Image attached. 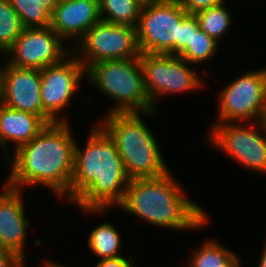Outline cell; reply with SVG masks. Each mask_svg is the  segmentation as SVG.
<instances>
[{
  "instance_id": "10",
  "label": "cell",
  "mask_w": 266,
  "mask_h": 267,
  "mask_svg": "<svg viewBox=\"0 0 266 267\" xmlns=\"http://www.w3.org/2000/svg\"><path fill=\"white\" fill-rule=\"evenodd\" d=\"M244 123H214L208 142L251 171L266 174V129L261 121Z\"/></svg>"
},
{
  "instance_id": "18",
  "label": "cell",
  "mask_w": 266,
  "mask_h": 267,
  "mask_svg": "<svg viewBox=\"0 0 266 267\" xmlns=\"http://www.w3.org/2000/svg\"><path fill=\"white\" fill-rule=\"evenodd\" d=\"M25 28L48 27L59 0H8Z\"/></svg>"
},
{
  "instance_id": "25",
  "label": "cell",
  "mask_w": 266,
  "mask_h": 267,
  "mask_svg": "<svg viewBox=\"0 0 266 267\" xmlns=\"http://www.w3.org/2000/svg\"><path fill=\"white\" fill-rule=\"evenodd\" d=\"M179 4L189 14H196L207 8L220 5L225 0H178Z\"/></svg>"
},
{
  "instance_id": "26",
  "label": "cell",
  "mask_w": 266,
  "mask_h": 267,
  "mask_svg": "<svg viewBox=\"0 0 266 267\" xmlns=\"http://www.w3.org/2000/svg\"><path fill=\"white\" fill-rule=\"evenodd\" d=\"M25 259L18 253L0 247V267H25Z\"/></svg>"
},
{
  "instance_id": "6",
  "label": "cell",
  "mask_w": 266,
  "mask_h": 267,
  "mask_svg": "<svg viewBox=\"0 0 266 267\" xmlns=\"http://www.w3.org/2000/svg\"><path fill=\"white\" fill-rule=\"evenodd\" d=\"M186 14L178 0L145 1L136 27L140 53L179 55L180 21Z\"/></svg>"
},
{
  "instance_id": "14",
  "label": "cell",
  "mask_w": 266,
  "mask_h": 267,
  "mask_svg": "<svg viewBox=\"0 0 266 267\" xmlns=\"http://www.w3.org/2000/svg\"><path fill=\"white\" fill-rule=\"evenodd\" d=\"M0 193V247L18 253L25 258L27 229L30 222L26 219L22 191L2 184Z\"/></svg>"
},
{
  "instance_id": "31",
  "label": "cell",
  "mask_w": 266,
  "mask_h": 267,
  "mask_svg": "<svg viewBox=\"0 0 266 267\" xmlns=\"http://www.w3.org/2000/svg\"><path fill=\"white\" fill-rule=\"evenodd\" d=\"M2 64H0V103H1V91H2Z\"/></svg>"
},
{
  "instance_id": "1",
  "label": "cell",
  "mask_w": 266,
  "mask_h": 267,
  "mask_svg": "<svg viewBox=\"0 0 266 267\" xmlns=\"http://www.w3.org/2000/svg\"><path fill=\"white\" fill-rule=\"evenodd\" d=\"M87 138L85 147L75 144L73 179L63 198L83 213L101 215L122 202L130 179L114 141L98 124Z\"/></svg>"
},
{
  "instance_id": "23",
  "label": "cell",
  "mask_w": 266,
  "mask_h": 267,
  "mask_svg": "<svg viewBox=\"0 0 266 267\" xmlns=\"http://www.w3.org/2000/svg\"><path fill=\"white\" fill-rule=\"evenodd\" d=\"M25 27L8 0H0V54L4 55Z\"/></svg>"
},
{
  "instance_id": "8",
  "label": "cell",
  "mask_w": 266,
  "mask_h": 267,
  "mask_svg": "<svg viewBox=\"0 0 266 267\" xmlns=\"http://www.w3.org/2000/svg\"><path fill=\"white\" fill-rule=\"evenodd\" d=\"M72 47V53L77 54V59L85 69L103 60L134 59L140 56L136 27L103 20L94 24Z\"/></svg>"
},
{
  "instance_id": "30",
  "label": "cell",
  "mask_w": 266,
  "mask_h": 267,
  "mask_svg": "<svg viewBox=\"0 0 266 267\" xmlns=\"http://www.w3.org/2000/svg\"><path fill=\"white\" fill-rule=\"evenodd\" d=\"M46 262H43L44 263V266L43 267H67V266H64L62 264H59L55 261H48V260H45Z\"/></svg>"
},
{
  "instance_id": "12",
  "label": "cell",
  "mask_w": 266,
  "mask_h": 267,
  "mask_svg": "<svg viewBox=\"0 0 266 267\" xmlns=\"http://www.w3.org/2000/svg\"><path fill=\"white\" fill-rule=\"evenodd\" d=\"M40 74L43 110L55 122H67L66 116L63 118L60 115L78 91L80 81L86 76V69L71 52L60 63L40 70Z\"/></svg>"
},
{
  "instance_id": "13",
  "label": "cell",
  "mask_w": 266,
  "mask_h": 267,
  "mask_svg": "<svg viewBox=\"0 0 266 267\" xmlns=\"http://www.w3.org/2000/svg\"><path fill=\"white\" fill-rule=\"evenodd\" d=\"M1 103L40 116L47 124L55 121L43 110L41 74L38 69L16 67L3 62Z\"/></svg>"
},
{
  "instance_id": "4",
  "label": "cell",
  "mask_w": 266,
  "mask_h": 267,
  "mask_svg": "<svg viewBox=\"0 0 266 267\" xmlns=\"http://www.w3.org/2000/svg\"><path fill=\"white\" fill-rule=\"evenodd\" d=\"M105 116L98 125L114 141L130 180L157 178L169 172L157 138L140 112Z\"/></svg>"
},
{
  "instance_id": "29",
  "label": "cell",
  "mask_w": 266,
  "mask_h": 267,
  "mask_svg": "<svg viewBox=\"0 0 266 267\" xmlns=\"http://www.w3.org/2000/svg\"><path fill=\"white\" fill-rule=\"evenodd\" d=\"M257 267H266V240Z\"/></svg>"
},
{
  "instance_id": "7",
  "label": "cell",
  "mask_w": 266,
  "mask_h": 267,
  "mask_svg": "<svg viewBox=\"0 0 266 267\" xmlns=\"http://www.w3.org/2000/svg\"><path fill=\"white\" fill-rule=\"evenodd\" d=\"M144 85L154 109L161 96L181 94L203 87V79L179 55L140 53ZM198 88V89H197ZM156 107V108H155Z\"/></svg>"
},
{
  "instance_id": "27",
  "label": "cell",
  "mask_w": 266,
  "mask_h": 267,
  "mask_svg": "<svg viewBox=\"0 0 266 267\" xmlns=\"http://www.w3.org/2000/svg\"><path fill=\"white\" fill-rule=\"evenodd\" d=\"M134 261L132 256L124 257L120 256L117 258H107V259H100L97 262L96 267H136L131 262Z\"/></svg>"
},
{
  "instance_id": "21",
  "label": "cell",
  "mask_w": 266,
  "mask_h": 267,
  "mask_svg": "<svg viewBox=\"0 0 266 267\" xmlns=\"http://www.w3.org/2000/svg\"><path fill=\"white\" fill-rule=\"evenodd\" d=\"M204 241L193 250L187 267H226V262L235 253L214 239Z\"/></svg>"
},
{
  "instance_id": "22",
  "label": "cell",
  "mask_w": 266,
  "mask_h": 267,
  "mask_svg": "<svg viewBox=\"0 0 266 267\" xmlns=\"http://www.w3.org/2000/svg\"><path fill=\"white\" fill-rule=\"evenodd\" d=\"M219 45V42L199 28L198 30H193L191 43L179 56L193 67V65H200L202 62L206 63L211 58H214Z\"/></svg>"
},
{
  "instance_id": "5",
  "label": "cell",
  "mask_w": 266,
  "mask_h": 267,
  "mask_svg": "<svg viewBox=\"0 0 266 267\" xmlns=\"http://www.w3.org/2000/svg\"><path fill=\"white\" fill-rule=\"evenodd\" d=\"M86 76L95 91L116 102L105 114L140 112L153 116L157 111L148 98L139 58L93 63Z\"/></svg>"
},
{
  "instance_id": "32",
  "label": "cell",
  "mask_w": 266,
  "mask_h": 267,
  "mask_svg": "<svg viewBox=\"0 0 266 267\" xmlns=\"http://www.w3.org/2000/svg\"><path fill=\"white\" fill-rule=\"evenodd\" d=\"M261 123L264 125V127L266 129V103H265V109H264V114H263Z\"/></svg>"
},
{
  "instance_id": "28",
  "label": "cell",
  "mask_w": 266,
  "mask_h": 267,
  "mask_svg": "<svg viewBox=\"0 0 266 267\" xmlns=\"http://www.w3.org/2000/svg\"><path fill=\"white\" fill-rule=\"evenodd\" d=\"M238 254H234L227 262L226 267H242Z\"/></svg>"
},
{
  "instance_id": "2",
  "label": "cell",
  "mask_w": 266,
  "mask_h": 267,
  "mask_svg": "<svg viewBox=\"0 0 266 267\" xmlns=\"http://www.w3.org/2000/svg\"><path fill=\"white\" fill-rule=\"evenodd\" d=\"M69 121L48 124L30 142L6 159L9 175L5 184L23 191L26 187H46L65 197L73 179L75 144Z\"/></svg>"
},
{
  "instance_id": "16",
  "label": "cell",
  "mask_w": 266,
  "mask_h": 267,
  "mask_svg": "<svg viewBox=\"0 0 266 267\" xmlns=\"http://www.w3.org/2000/svg\"><path fill=\"white\" fill-rule=\"evenodd\" d=\"M48 124L38 115L15 110L0 103V150L5 160L10 156L7 142H13L15 152L36 137Z\"/></svg>"
},
{
  "instance_id": "3",
  "label": "cell",
  "mask_w": 266,
  "mask_h": 267,
  "mask_svg": "<svg viewBox=\"0 0 266 267\" xmlns=\"http://www.w3.org/2000/svg\"><path fill=\"white\" fill-rule=\"evenodd\" d=\"M184 191L171 171L157 178L134 179L118 207L156 227L179 231L202 228L209 221L208 213L186 198Z\"/></svg>"
},
{
  "instance_id": "9",
  "label": "cell",
  "mask_w": 266,
  "mask_h": 267,
  "mask_svg": "<svg viewBox=\"0 0 266 267\" xmlns=\"http://www.w3.org/2000/svg\"><path fill=\"white\" fill-rule=\"evenodd\" d=\"M265 68V69H264ZM244 73L219 93L218 119L223 122H259L266 103V67Z\"/></svg>"
},
{
  "instance_id": "24",
  "label": "cell",
  "mask_w": 266,
  "mask_h": 267,
  "mask_svg": "<svg viewBox=\"0 0 266 267\" xmlns=\"http://www.w3.org/2000/svg\"><path fill=\"white\" fill-rule=\"evenodd\" d=\"M199 24L194 14L187 13L180 21L179 54L191 43L193 30H198Z\"/></svg>"
},
{
  "instance_id": "20",
  "label": "cell",
  "mask_w": 266,
  "mask_h": 267,
  "mask_svg": "<svg viewBox=\"0 0 266 267\" xmlns=\"http://www.w3.org/2000/svg\"><path fill=\"white\" fill-rule=\"evenodd\" d=\"M225 4L226 2H223L220 5L207 8L194 14L198 21L199 28L217 42L222 40L232 25L233 16L229 13V8H227Z\"/></svg>"
},
{
  "instance_id": "11",
  "label": "cell",
  "mask_w": 266,
  "mask_h": 267,
  "mask_svg": "<svg viewBox=\"0 0 266 267\" xmlns=\"http://www.w3.org/2000/svg\"><path fill=\"white\" fill-rule=\"evenodd\" d=\"M64 42L50 26L25 28L4 55L16 67L42 70L72 52Z\"/></svg>"
},
{
  "instance_id": "19",
  "label": "cell",
  "mask_w": 266,
  "mask_h": 267,
  "mask_svg": "<svg viewBox=\"0 0 266 267\" xmlns=\"http://www.w3.org/2000/svg\"><path fill=\"white\" fill-rule=\"evenodd\" d=\"M88 248L100 259L117 258L122 241L119 231L114 224L104 222L95 227L87 239Z\"/></svg>"
},
{
  "instance_id": "17",
  "label": "cell",
  "mask_w": 266,
  "mask_h": 267,
  "mask_svg": "<svg viewBox=\"0 0 266 267\" xmlns=\"http://www.w3.org/2000/svg\"><path fill=\"white\" fill-rule=\"evenodd\" d=\"M144 0H99L103 21L137 27Z\"/></svg>"
},
{
  "instance_id": "15",
  "label": "cell",
  "mask_w": 266,
  "mask_h": 267,
  "mask_svg": "<svg viewBox=\"0 0 266 267\" xmlns=\"http://www.w3.org/2000/svg\"><path fill=\"white\" fill-rule=\"evenodd\" d=\"M100 20L99 0H59L50 27L63 41L77 37L78 42Z\"/></svg>"
}]
</instances>
